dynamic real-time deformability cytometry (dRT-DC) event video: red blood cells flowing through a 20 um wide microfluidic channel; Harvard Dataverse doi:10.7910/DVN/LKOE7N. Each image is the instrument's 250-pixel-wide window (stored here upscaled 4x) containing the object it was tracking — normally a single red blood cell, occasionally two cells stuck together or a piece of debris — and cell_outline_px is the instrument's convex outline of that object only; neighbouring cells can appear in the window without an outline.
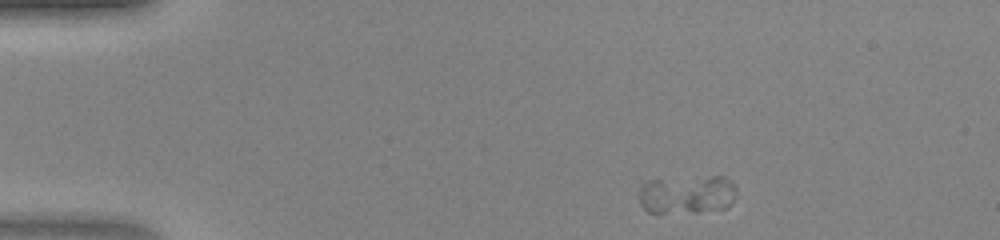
{"species": "human", "species_latin": "Homo sapiens", "temperature_condition": "warm", "stored_images_in_passage": 41, "camera_frame_rate_fps": 3000, "um_per_image_px": 0.085, "donor": {"sex": "female"}, "frame": {"image": 1, "passage_image": 1, "time_ms": 0.0, "image_size_px": [1000, 240], "cell_outline_px": [[736, 196], [728, 208], [696, 212], [648, 212], [640, 204], [640, 184], [648, 180], [712, 176], [724, 176], [732, 180], [736, 188]], "centroid_in_image_um": [58.43, 16.52], "position_along_channel_um": 26.6, "area_um2": 22.08}}